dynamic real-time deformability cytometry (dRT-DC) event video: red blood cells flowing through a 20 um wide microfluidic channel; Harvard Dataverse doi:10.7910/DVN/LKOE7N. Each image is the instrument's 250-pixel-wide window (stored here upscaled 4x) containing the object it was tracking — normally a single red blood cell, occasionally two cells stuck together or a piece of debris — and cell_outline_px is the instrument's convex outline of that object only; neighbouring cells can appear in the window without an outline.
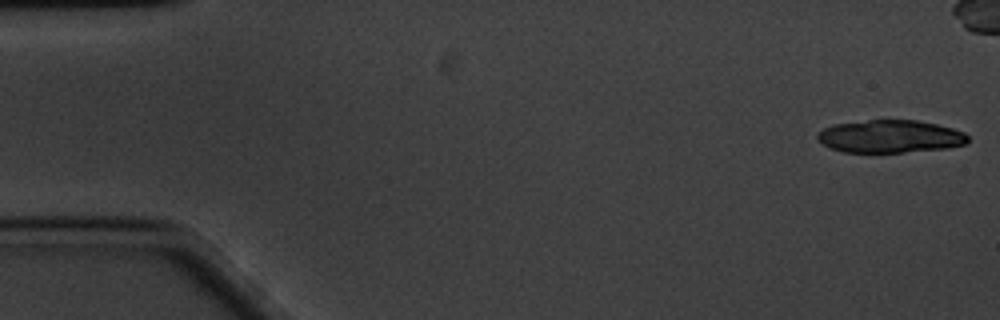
{"species": "common noctule bat (a hibernating species)", "species_latin": "Nyctalus noctula", "temperature_condition": "cold", "stored_images_in_passage": 8, "camera_frame_rate_fps": 3000, "um_per_image_px": 0.085, "animal": {"sex": "male", "body_mass_g": 20.1, "forearm_length_mm": 53.5}, "frame": {"image": 1, "passage_image": 1, "time_ms": 0.0, "image_size_px": [1000, 320], "cell_outline_px": [[968, 144], [948, 148], [900, 152], [844, 152], [828, 148], [816, 140], [816, 132], [832, 124], [868, 120], [916, 120], [936, 124], [952, 128], [964, 132], [968, 136]], "centroid_in_image_um": [75.62, 11.59], "position_along_channel_um": 9.4, "area_um2": 28.96}}